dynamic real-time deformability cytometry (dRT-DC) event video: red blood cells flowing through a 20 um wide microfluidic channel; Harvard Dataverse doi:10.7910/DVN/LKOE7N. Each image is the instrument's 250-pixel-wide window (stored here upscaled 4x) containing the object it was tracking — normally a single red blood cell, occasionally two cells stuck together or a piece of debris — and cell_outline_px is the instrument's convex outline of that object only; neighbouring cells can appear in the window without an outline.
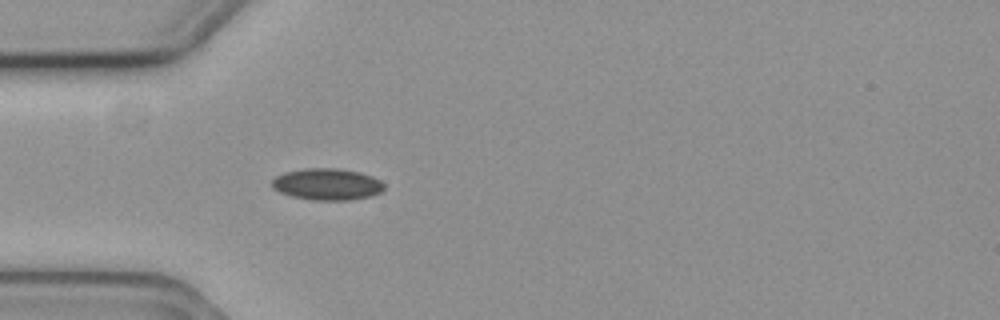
{"species": "common noctule bat (a hibernating species)", "species_latin": "Nyctalus noctula", "temperature_condition": "cold", "stored_images_in_passage": 3, "camera_frame_rate_fps": 3000, "um_per_image_px": 0.085, "animal": {"sex": "female", "body_mass_g": 19.3, "forearm_length_mm": 54.1}, "frame": {"image": 1, "passage_image": 3, "time_ms": 0.667, "image_size_px": [1000, 320], "cell_outline_px": [[384, 188], [380, 192], [372, 196], [348, 200], [312, 200], [292, 196], [280, 192], [272, 188], [272, 180], [276, 176], [284, 172], [304, 168], [336, 168], [360, 172], [372, 176], [380, 180], [384, 184]], "centroid_in_image_um": [27.8, 15.65], "position_along_channel_um": 57.2, "area_um2": 20.75}}